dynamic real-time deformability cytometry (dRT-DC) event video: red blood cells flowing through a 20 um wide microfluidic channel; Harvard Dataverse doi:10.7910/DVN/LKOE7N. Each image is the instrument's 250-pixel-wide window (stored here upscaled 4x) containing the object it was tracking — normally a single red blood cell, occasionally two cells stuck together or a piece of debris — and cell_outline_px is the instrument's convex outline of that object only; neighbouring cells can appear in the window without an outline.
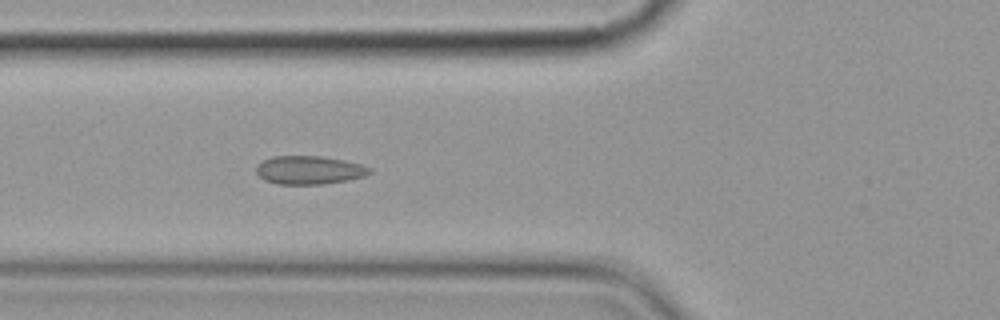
{"species": "common noctule bat (a hibernating species)", "species_latin": "Nyctalus noctula", "temperature_condition": "cold", "stored_images_in_passage": 6, "camera_frame_rate_fps": 3000, "um_per_image_px": 0.085, "animal": {"sex": "female", "body_mass_g": 19.9}, "frame": {"image": 1, "passage_image": 6, "time_ms": 5.667, "image_size_px": [1000, 320], "cell_outline_px": [[372, 172], [364, 176], [348, 180], [324, 184], [280, 184], [264, 180], [256, 172], [256, 168], [264, 160], [272, 156], [320, 156], [344, 160], [360, 164], [372, 168]], "centroid_in_image_um": [26.31, 14.46], "position_along_channel_um": 99.5, "area_um2": 18.67}}